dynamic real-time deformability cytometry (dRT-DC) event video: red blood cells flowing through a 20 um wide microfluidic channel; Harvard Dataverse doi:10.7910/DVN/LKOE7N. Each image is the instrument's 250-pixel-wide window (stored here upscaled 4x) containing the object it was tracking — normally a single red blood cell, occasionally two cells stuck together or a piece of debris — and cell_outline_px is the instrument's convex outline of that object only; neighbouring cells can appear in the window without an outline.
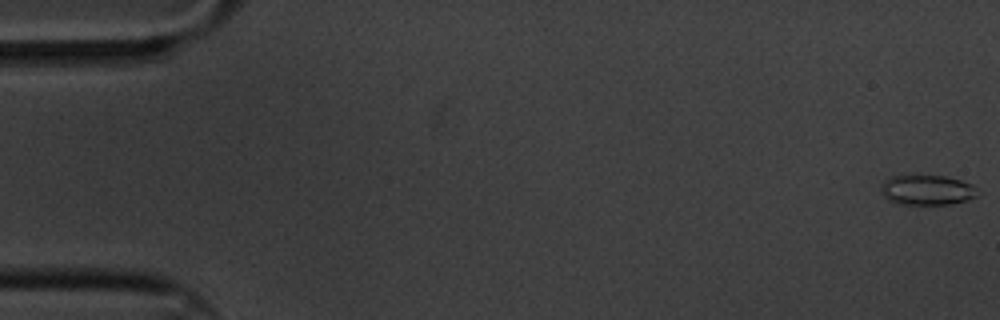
{"species": "common noctule bat (a hibernating species)", "species_latin": "Nyctalus noctula", "temperature_condition": "cold", "stored_images_in_passage": 6, "camera_frame_rate_fps": 3000, "um_per_image_px": 0.085, "animal": {"sex": "male", "body_mass_g": 20.1, "forearm_length_mm": 53.5}, "frame": {"image": 1, "passage_image": 1, "time_ms": 0.0, "image_size_px": [1000, 320], "cell_outline_px": [[980, 196], [968, 200], [948, 204], [896, 204], [888, 200], [880, 192], [880, 188], [884, 180], [888, 176], [912, 172], [944, 176], [960, 180], [972, 184], [976, 188]], "centroid_in_image_um": [78.74, 16.1], "position_along_channel_um": 6.3, "area_um2": 17.86}}
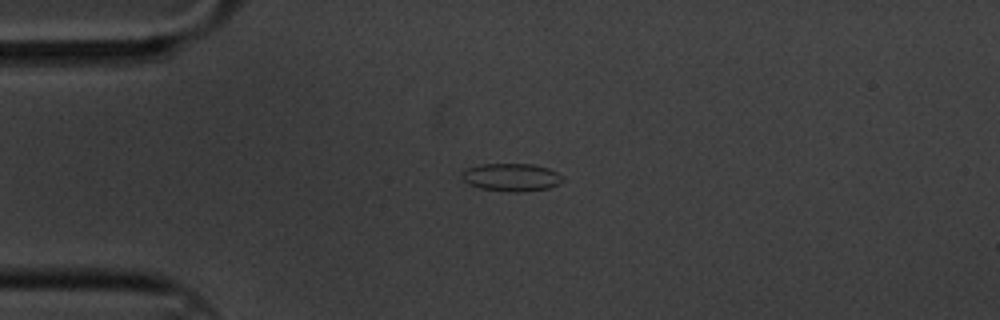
{"frame": {"image": 2, "passage_image": 5, "time_ms": 1.333, "image_size_px": [1000, 320], "cell_outline_px": [[564, 180], [560, 184], [548, 188], [516, 192], [512, 192], [480, 188], [468, 184], [464, 180], [460, 172], [464, 168], [480, 164], [532, 164], [548, 168], [564, 176]], "centroid_in_image_um": [43.46, 15.06], "position_along_channel_um": 41.5, "area_um2": 16.47}}